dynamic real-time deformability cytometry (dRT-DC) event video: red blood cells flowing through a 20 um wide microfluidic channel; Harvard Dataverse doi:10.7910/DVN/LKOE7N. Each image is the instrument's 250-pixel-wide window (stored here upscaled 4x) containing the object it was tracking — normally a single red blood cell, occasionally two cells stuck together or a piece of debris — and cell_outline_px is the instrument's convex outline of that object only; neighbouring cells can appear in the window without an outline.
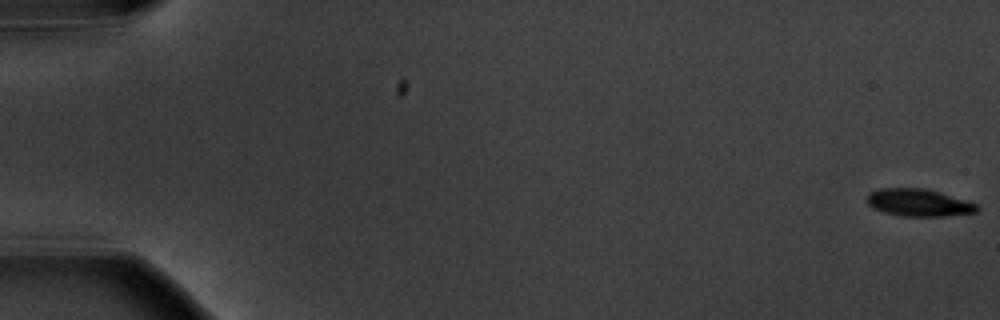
{"species": "common noctule bat (a hibernating species)", "species_latin": "Nyctalus noctula", "temperature_condition": "warm", "stored_images_in_passage": 6, "camera_frame_rate_fps": 3000, "um_per_image_px": 0.085, "animal": {"sex": "male", "body_mass_g": 20.1, "forearm_length_mm": 53.5}, "frame": {"image": 1, "passage_image": 1, "time_ms": 0.0, "image_size_px": [1000, 320], "cell_outline_px": [[980, 208], [976, 212], [944, 216], [900, 216], [884, 212], [872, 208], [868, 204], [868, 192], [880, 188], [924, 188], [968, 200], [976, 204]], "centroid_in_image_um": [78.08, 17.22], "position_along_channel_um": 6.9, "area_um2": 17.57}}
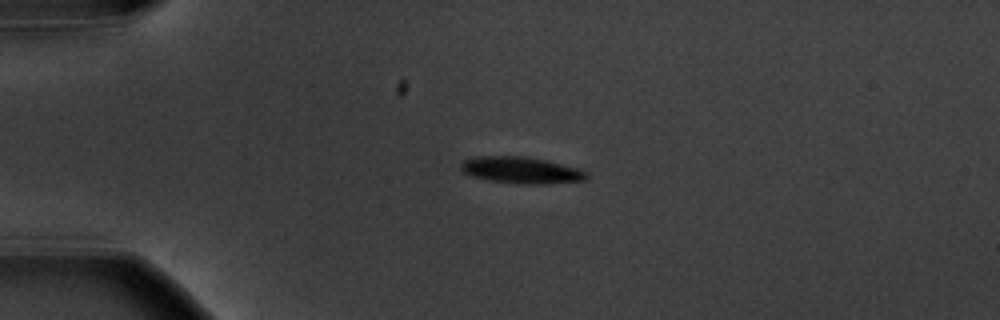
{"frame": {"image": 2, "passage_image": 5, "time_ms": 4.667, "image_size_px": [1000, 320], "cell_outline_px": [[588, 176], [584, 180], [548, 184], [516, 184], [488, 180], [472, 176], [464, 172], [460, 168], [460, 164], [464, 160], [476, 156], [524, 156], [548, 160], [580, 168], [588, 172]], "centroid_in_image_um": [44.33, 14.46], "position_along_channel_um": 40.7, "area_um2": 19.77}}
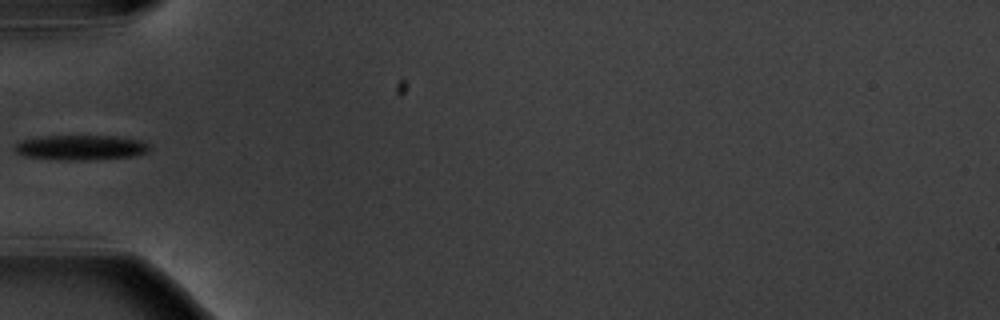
{"frame": {"image": 3, "passage_image": 6, "time_ms": 6.667, "image_size_px": [1000, 320], "cell_outline_px": [[152, 148], [148, 152], [136, 156], [88, 160], [64, 160], [24, 156], [16, 152], [12, 148], [16, 144], [24, 140], [48, 136], [112, 136], [140, 140], [152, 144]], "centroid_in_image_um": [6.95, 12.55], "position_along_channel_um": 78.1, "area_um2": 19.65}}